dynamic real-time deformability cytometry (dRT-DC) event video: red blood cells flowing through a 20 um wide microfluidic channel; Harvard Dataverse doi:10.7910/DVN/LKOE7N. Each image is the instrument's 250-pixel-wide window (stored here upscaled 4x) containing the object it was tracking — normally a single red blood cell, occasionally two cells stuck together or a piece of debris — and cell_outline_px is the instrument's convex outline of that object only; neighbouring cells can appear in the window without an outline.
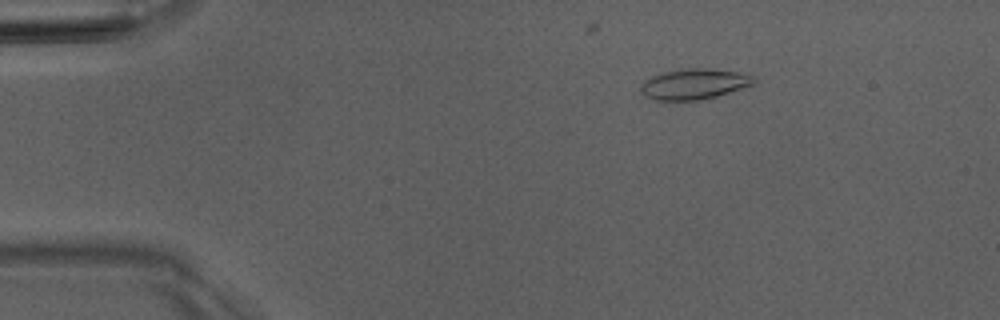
{"species": "Egyptian fruit bat (a non-hibernating species)", "species_latin": "Rousettus aegyptiacus", "temperature_condition": "room temperature", "stored_images_in_passage": 3, "camera_frame_rate_fps": 3000, "um_per_image_px": 0.085, "animal": {"sex": "male"}, "frame": {"image": 1, "passage_image": 1, "time_ms": 0.0, "image_size_px": [1000, 320], "cell_outline_px": [[756, 80], [752, 84], [716, 96], [700, 100], [656, 100], [644, 96], [640, 92], [640, 84], [644, 80], [652, 76], [664, 72], [688, 68], [708, 68], [740, 72], [756, 76]], "centroid_in_image_um": [58.97, 7.13], "position_along_channel_um": 26.0, "area_um2": 20.11}}